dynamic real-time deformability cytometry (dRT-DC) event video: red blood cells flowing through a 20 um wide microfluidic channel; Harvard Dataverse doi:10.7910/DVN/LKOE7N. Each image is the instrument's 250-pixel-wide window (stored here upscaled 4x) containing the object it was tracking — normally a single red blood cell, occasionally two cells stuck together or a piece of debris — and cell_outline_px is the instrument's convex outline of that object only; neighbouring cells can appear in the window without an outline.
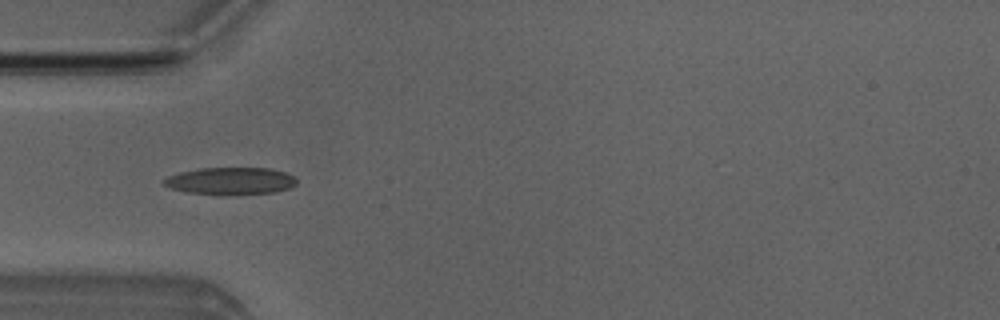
{"species": "Egyptian fruit bat (a non-hibernating species)", "species_latin": "Rousettus aegyptiacus", "temperature_condition": "room temperature", "stored_images_in_passage": 7, "camera_frame_rate_fps": 3000, "um_per_image_px": 0.085, "animal": {"sex": "male"}, "frame": {"image": 1, "passage_image": 5, "time_ms": 5.0, "image_size_px": [1000, 320], "cell_outline_px": [[296, 184], [288, 188], [276, 192], [216, 196], [188, 192], [172, 188], [164, 184], [164, 180], [168, 176], [180, 172], [200, 168], [268, 168], [284, 172], [292, 176], [296, 180]], "centroid_in_image_um": [19.59, 15.4], "position_along_channel_um": 65.4, "area_um2": 21.1}}